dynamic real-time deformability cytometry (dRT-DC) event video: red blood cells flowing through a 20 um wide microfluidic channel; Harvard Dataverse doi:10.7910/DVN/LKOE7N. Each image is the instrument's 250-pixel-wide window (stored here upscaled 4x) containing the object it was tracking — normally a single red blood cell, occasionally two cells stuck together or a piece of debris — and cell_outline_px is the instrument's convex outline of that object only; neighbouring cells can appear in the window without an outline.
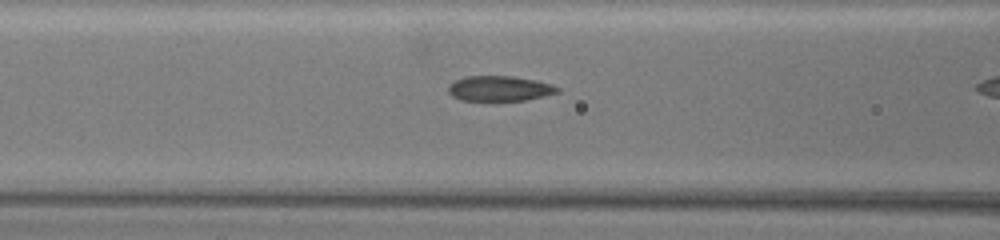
{"species": "common noctule bat (a hibernating species)", "species_latin": "Nyctalus noctula", "temperature_condition": "warm", "stored_images_in_passage": 34, "camera_frame_rate_fps": 3000, "um_per_image_px": 0.085, "animal": {"sex": "female", "body_mass_g": 19.5, "forearm_length_mm": 54.1}, "frame": {"image": 1, "passage_image": 29, "time_ms": 9.333, "image_size_px": [1000, 240], "cell_outline_px": [[560, 92], [544, 96], [524, 100], [460, 100], [452, 96], [448, 92], [448, 84], [464, 76], [512, 76], [536, 80], [552, 84], [560, 88]], "centroid_in_image_um": [42.46, 7.51], "position_along_channel_um": 124.1, "area_um2": 16.07}}